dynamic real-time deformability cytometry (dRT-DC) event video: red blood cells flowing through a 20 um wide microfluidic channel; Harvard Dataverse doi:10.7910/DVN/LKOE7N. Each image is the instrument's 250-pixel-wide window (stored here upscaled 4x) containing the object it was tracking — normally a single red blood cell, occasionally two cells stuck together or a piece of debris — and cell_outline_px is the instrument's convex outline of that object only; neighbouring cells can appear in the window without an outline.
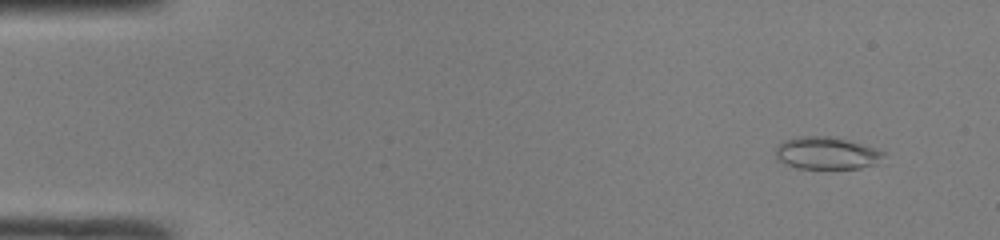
{"species": "common noctule bat (a hibernating species)", "species_latin": "Nyctalus noctula", "temperature_condition": "room temperature", "stored_images_in_passage": 48, "camera_frame_rate_fps": 3000, "um_per_image_px": 0.085, "animal": {"sex": "male", "body_mass_g": 19.0, "forearm_length_mm": 50.8}, "frame": {"image": 1, "passage_image": 3, "time_ms": 0.667, "image_size_px": [1000, 240], "cell_outline_px": [[884, 156], [876, 164], [860, 168], [796, 168], [784, 164], [776, 160], [776, 148], [784, 140], [796, 136], [832, 136], [848, 140], [876, 148], [884, 152]], "centroid_in_image_um": [70.23, 13.01], "position_along_channel_um": 14.8, "area_um2": 20.46}}
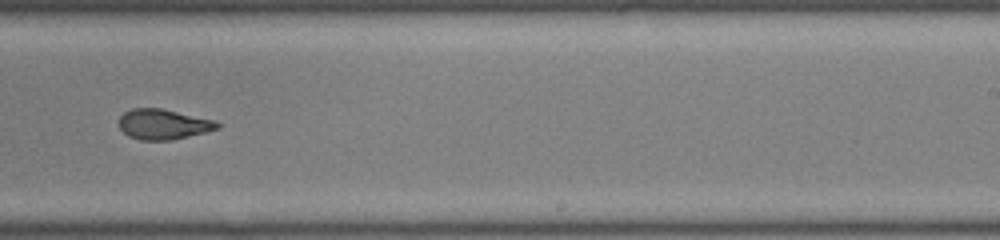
{"frame": {"image": 2, "passage_image": 30, "time_ms": 9.667, "image_size_px": [1000, 240], "cell_outline_px": [[220, 128], [172, 140], [140, 140], [128, 136], [120, 128], [120, 116], [124, 112], [132, 108], [160, 108], [212, 120], [220, 124]], "centroid_in_image_um": [13.84, 10.57], "position_along_channel_um": 275.2, "area_um2": 17.05}}
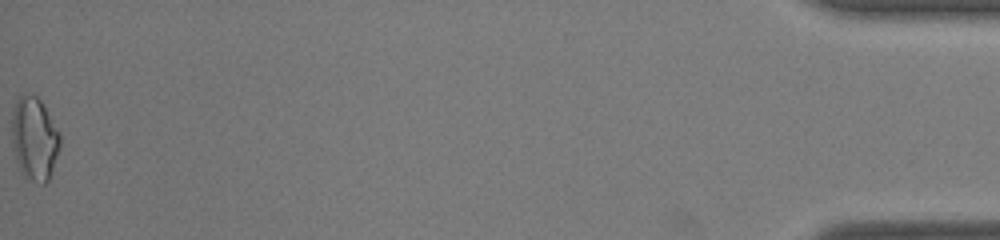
{"frame": {"image": 3, "passage_image": 48, "time_ms": 15.667, "image_size_px": [1000, 240], "cell_outline_px": [[60, 148], [48, 180], [44, 184], [40, 184], [24, 176], [16, 160], [12, 144], [12, 108], [16, 100], [20, 96], [36, 96], [40, 100], [60, 132]], "centroid_in_image_um": [2.92, 11.79], "position_along_channel_um": 432.3, "area_um2": 23.18}, "authors_computed_cell_mechanics": {"area_um2": 18.8717, "velocity_mm_per_s": 4.2263, "shape_relaxation_time_tau1_ms": null, "shape_relaxation_time_tau2_ms": 1.5996, "deformation_change_tau1": null, "deformation_change_tau2": 0.0828}}